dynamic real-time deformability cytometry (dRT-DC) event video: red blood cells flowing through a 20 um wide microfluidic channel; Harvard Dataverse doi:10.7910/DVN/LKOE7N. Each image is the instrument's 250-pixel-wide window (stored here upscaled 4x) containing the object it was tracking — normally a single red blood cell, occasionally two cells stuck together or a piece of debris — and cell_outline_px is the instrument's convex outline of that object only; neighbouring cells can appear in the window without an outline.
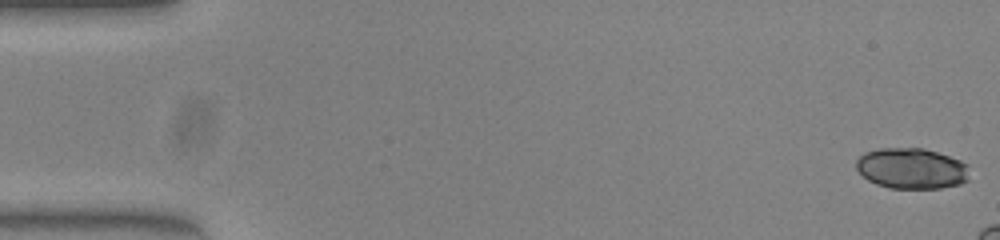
{"species": "common noctule bat (a hibernating species)", "species_latin": "Nyctalus noctula", "temperature_condition": "warm", "stored_images_in_passage": 13, "camera_frame_rate_fps": 3000, "um_per_image_px": 0.085, "animal": {"sex": "female", "body_mass_g": 23.0, "forearm_length_mm": 53.4}, "frame": {"image": 1, "passage_image": 1, "time_ms": 0.0, "image_size_px": [1000, 240], "cell_outline_px": [[968, 180], [960, 184], [940, 188], [888, 188], [876, 184], [868, 180], [856, 168], [856, 160], [864, 152], [880, 148], [924, 148], [960, 160], [968, 164]], "centroid_in_image_um": [77.48, 14.32], "position_along_channel_um": 7.5, "area_um2": 26.93}}